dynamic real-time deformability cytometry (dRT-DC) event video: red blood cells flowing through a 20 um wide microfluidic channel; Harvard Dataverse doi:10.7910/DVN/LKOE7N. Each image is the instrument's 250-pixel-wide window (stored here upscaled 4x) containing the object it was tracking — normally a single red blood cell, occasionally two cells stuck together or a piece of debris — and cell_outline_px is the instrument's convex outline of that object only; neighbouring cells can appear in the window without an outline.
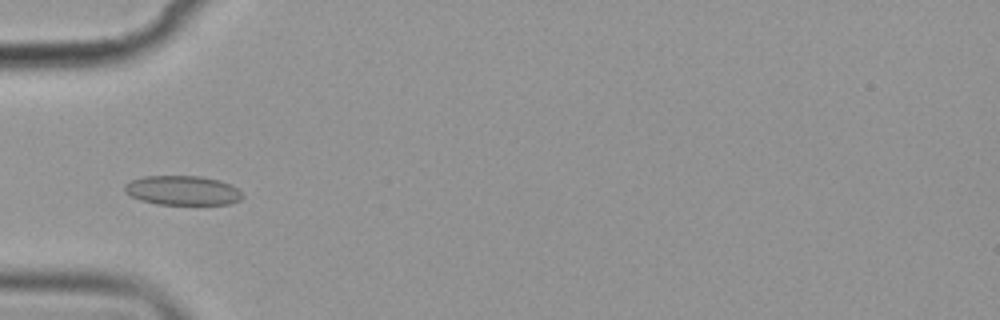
{"species": "common noctule bat (a hibernating species)", "species_latin": "Nyctalus noctula", "temperature_condition": "cold", "stored_images_in_passage": 10, "camera_frame_rate_fps": 3000, "um_per_image_px": 0.085, "animal": {"sex": "female", "body_mass_g": 19.9}, "frame": {"image": 1, "passage_image": 4, "time_ms": 3.333, "image_size_px": [1000, 320], "cell_outline_px": [[244, 196], [240, 200], [228, 204], [156, 204], [140, 200], [124, 192], [124, 184], [132, 180], [144, 176], [200, 176], [220, 180], [232, 184]], "centroid_in_image_um": [15.51, 16.18], "position_along_channel_um": 69.5, "area_um2": 20.23}}
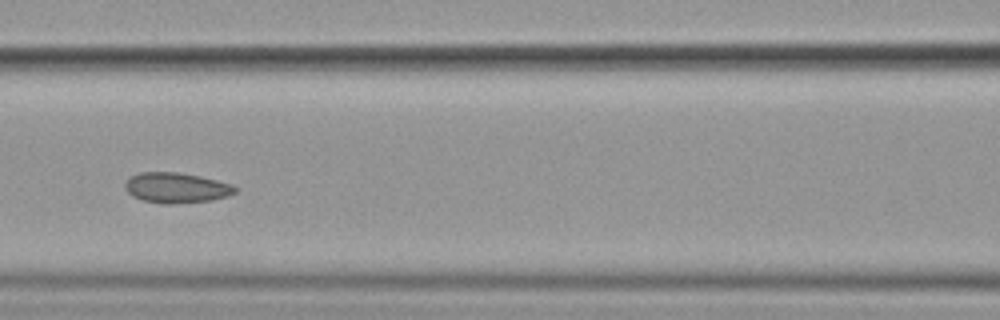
{"frame": {"image": 2, "passage_image": 6, "time_ms": 5.667, "image_size_px": [1000, 320], "cell_outline_px": [[240, 188], [236, 192], [228, 196], [212, 200], [172, 204], [164, 204], [144, 200], [132, 196], [124, 188], [124, 184], [132, 176], [140, 172], [176, 172], [200, 176], [232, 184]], "centroid_in_image_um": [15.02, 15.96], "position_along_channel_um": 151.6, "area_um2": 19.48}}
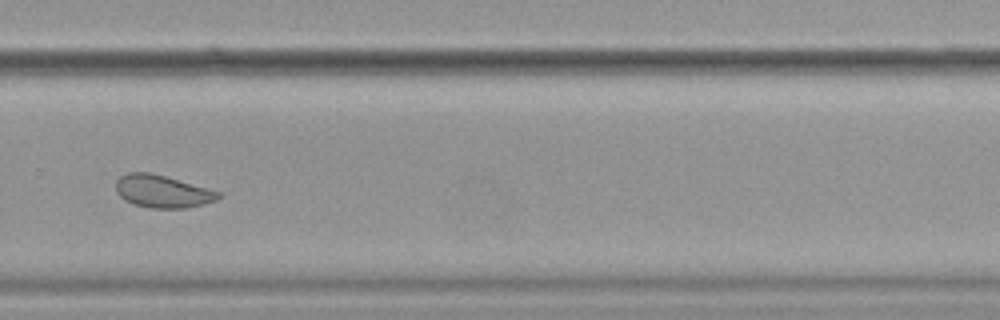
{"frame": {"image": 3, "passage_image": 10, "time_ms": 10.333, "image_size_px": [1000, 320], "cell_outline_px": [[220, 196], [216, 200], [204, 204], [188, 208], [152, 208], [132, 204], [124, 200], [116, 192], [116, 180], [120, 176], [128, 172], [148, 172], [164, 176], [208, 188], [220, 192]], "centroid_in_image_um": [13.78, 16.27], "position_along_channel_um": 316.0, "area_um2": 19.42}}